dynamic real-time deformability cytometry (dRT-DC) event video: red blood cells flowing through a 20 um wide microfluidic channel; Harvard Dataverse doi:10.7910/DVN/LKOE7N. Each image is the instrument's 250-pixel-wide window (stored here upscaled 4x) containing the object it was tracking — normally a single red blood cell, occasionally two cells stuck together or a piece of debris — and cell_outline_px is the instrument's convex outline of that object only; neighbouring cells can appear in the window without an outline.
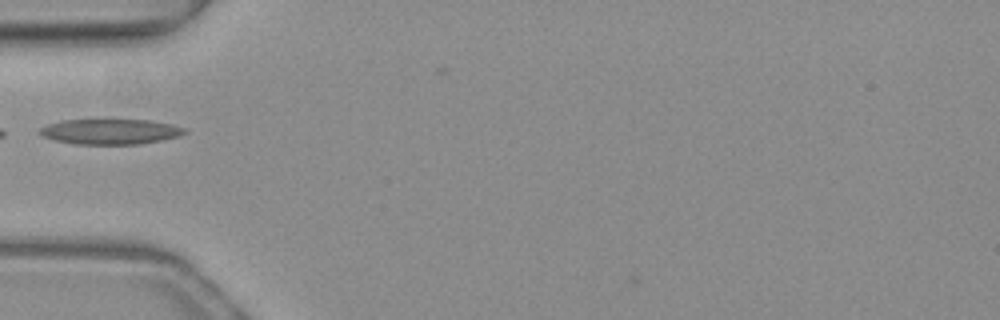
{"species": "common noctule bat (a hibernating species)", "species_latin": "Nyctalus noctula", "temperature_condition": "warm", "stored_images_in_passage": 7, "camera_frame_rate_fps": 3000, "um_per_image_px": 0.085, "animal": {"sex": "female", "body_mass_g": 19.3, "forearm_length_mm": 54.1}, "frame": {"image": 1, "passage_image": 2, "time_ms": 0.333, "image_size_px": [1000, 320], "cell_outline_px": [[188, 132], [176, 136], [160, 140], [140, 144], [76, 144], [56, 140], [44, 136], [36, 132], [40, 128], [48, 124], [60, 120], [148, 120], [172, 124], [184, 128]], "centroid_in_image_um": [9.35, 11.18], "position_along_channel_um": 75.7, "area_um2": 21.15}}